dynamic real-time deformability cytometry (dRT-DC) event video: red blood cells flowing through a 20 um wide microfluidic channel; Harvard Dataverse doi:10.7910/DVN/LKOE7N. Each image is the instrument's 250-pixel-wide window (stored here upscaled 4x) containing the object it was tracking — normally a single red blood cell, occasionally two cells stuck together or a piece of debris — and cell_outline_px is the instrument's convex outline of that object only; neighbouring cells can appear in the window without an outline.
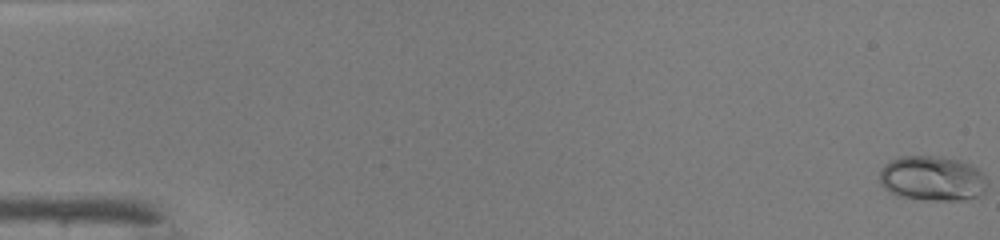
{"species": "common noctule bat (a hibernating species)", "species_latin": "Nyctalus noctula", "temperature_condition": "warm", "stored_images_in_passage": 49, "camera_frame_rate_fps": 3000, "um_per_image_px": 0.085, "animal": {"sex": "male", "body_mass_g": 19.0, "forearm_length_mm": 50.8}, "frame": {"image": 1, "passage_image": 1, "time_ms": 0.0, "image_size_px": [1000, 240], "cell_outline_px": [[980, 192], [976, 196], [960, 200], [932, 200], [896, 196], [880, 184], [880, 172], [884, 164], [900, 156], [940, 156], [960, 160], [976, 168], [980, 172]], "centroid_in_image_um": [79.1, 15.15], "position_along_channel_um": 5.9, "area_um2": 27.28}}
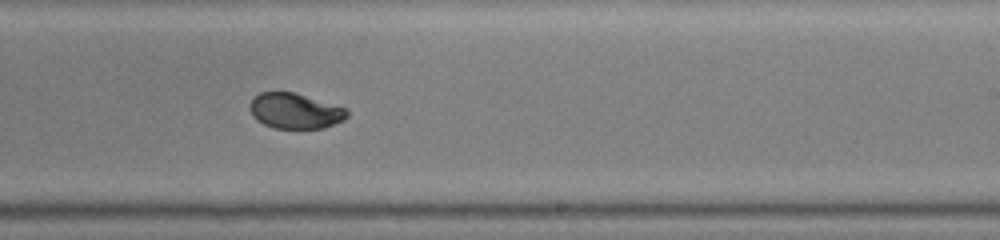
{"frame": {"image": 2, "passage_image": 31, "time_ms": 10.0, "image_size_px": [1000, 240], "cell_outline_px": [[348, 116], [344, 120], [324, 128], [272, 128], [256, 120], [252, 116], [252, 100], [260, 92], [292, 92], [344, 108], [348, 112]], "centroid_in_image_um": [25.08, 9.45], "position_along_channel_um": 263.9, "area_um2": 19.59}}
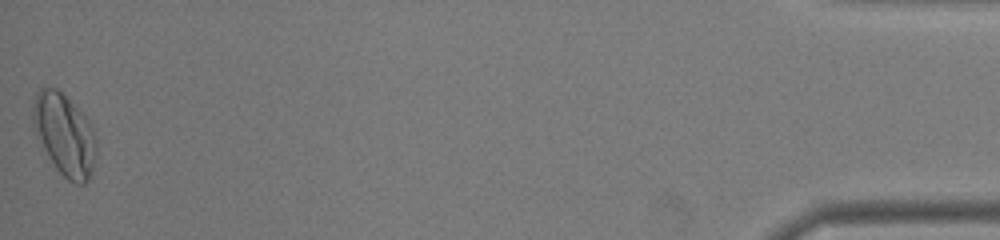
{"frame": {"image": 3, "passage_image": 49, "time_ms": 16.0, "image_size_px": [1000, 240], "cell_outline_px": [[96, 140], [92, 168], [88, 180], [84, 184], [76, 184], [68, 180], [56, 168], [44, 148], [32, 120], [32, 108], [36, 92], [40, 88], [56, 88], [88, 120], [92, 128]], "centroid_in_image_um": [5.47, 11.44], "position_along_channel_um": 429.7, "area_um2": 29.13}, "authors_computed_cell_mechanics": {"area_um2": 21.386, "velocity_mm_per_s": 4.2669, "shape_relaxation_time_tau1_ms": 6.8453, "shape_relaxation_time_tau2_ms": null, "deformation_change_tau1": 0.2396, "deformation_change_tau2": null}}